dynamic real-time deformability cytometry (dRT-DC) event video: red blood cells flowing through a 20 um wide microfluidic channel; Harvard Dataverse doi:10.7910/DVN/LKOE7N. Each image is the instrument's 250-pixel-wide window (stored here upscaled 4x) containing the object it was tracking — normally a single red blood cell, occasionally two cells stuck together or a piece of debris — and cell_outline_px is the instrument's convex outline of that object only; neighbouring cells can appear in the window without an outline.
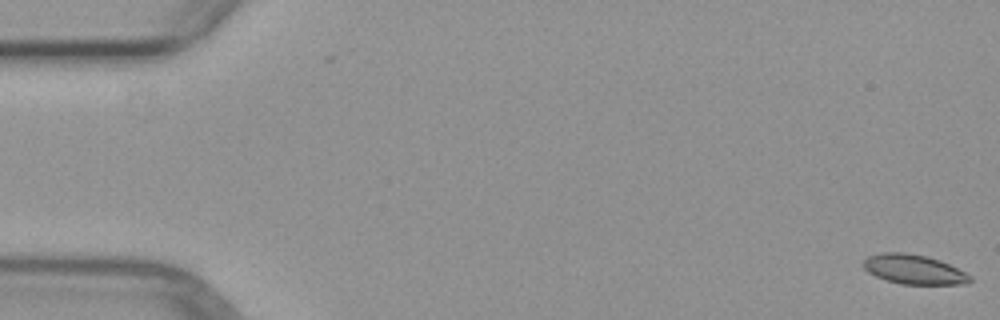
{"species": "common noctule bat (a hibernating species)", "species_latin": "Nyctalus noctula", "temperature_condition": "warm", "stored_images_in_passage": 6, "segment_of_instrument_passage": [1, 2], "camera_frame_rate_fps": 3000, "um_per_image_px": 0.085, "animal": {"sex": "female", "body_mass_g": 29.2, "forearm_length_mm": 56.3}, "frame": {"image": 1, "passage_image": 1, "time_ms": 0.0, "image_size_px": [1000, 320], "cell_outline_px": [[972, 280], [968, 284], [900, 284], [876, 276], [868, 272], [864, 268], [864, 260], [868, 256], [880, 252], [904, 252], [924, 256], [940, 260], [972, 276]], "centroid_in_image_um": [77.68, 22.9], "position_along_channel_um": 7.3, "area_um2": 18.21}}
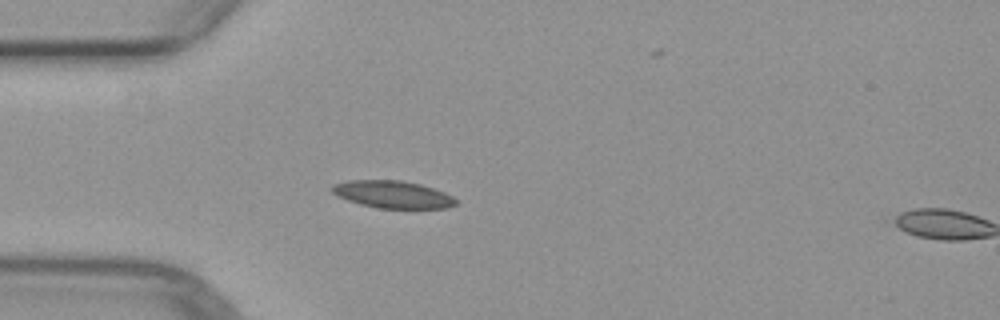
{"frame": {"image": 2, "passage_image": 5, "time_ms": 4.667, "image_size_px": [1000, 320], "cell_outline_px": [[456, 204], [448, 208], [376, 208], [360, 204], [336, 196], [328, 188], [332, 184], [348, 180], [400, 180], [420, 184], [444, 192], [452, 196], [456, 200]], "centroid_in_image_um": [33.32, 16.52], "position_along_channel_um": 51.7, "area_um2": 19.83}}